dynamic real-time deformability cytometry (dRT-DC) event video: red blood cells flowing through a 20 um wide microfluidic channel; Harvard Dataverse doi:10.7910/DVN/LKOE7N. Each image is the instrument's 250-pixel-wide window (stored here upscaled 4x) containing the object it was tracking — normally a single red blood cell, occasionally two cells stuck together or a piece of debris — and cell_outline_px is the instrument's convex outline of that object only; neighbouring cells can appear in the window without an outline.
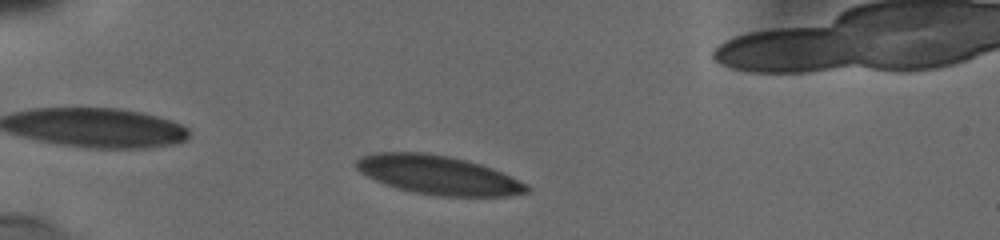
{"species": "human", "species_latin": "Homo sapiens", "temperature_condition": "cold", "stored_images_in_passage": 12, "camera_frame_rate_fps": 3000, "um_per_image_px": 0.085, "donor": {"sex": "male"}, "frame": {"image": 1, "passage_image": 3, "time_ms": 1.0, "image_size_px": [1000, 240], "cell_outline_px": [[528, 192], [508, 196], [440, 196], [412, 192], [396, 188], [384, 184], [360, 172], [356, 168], [356, 160], [360, 156], [372, 152], [424, 152], [448, 156], [468, 160], [492, 168], [528, 184]], "centroid_in_image_um": [37.22, 14.87], "position_along_channel_um": 47.8, "area_um2": 38.67}}
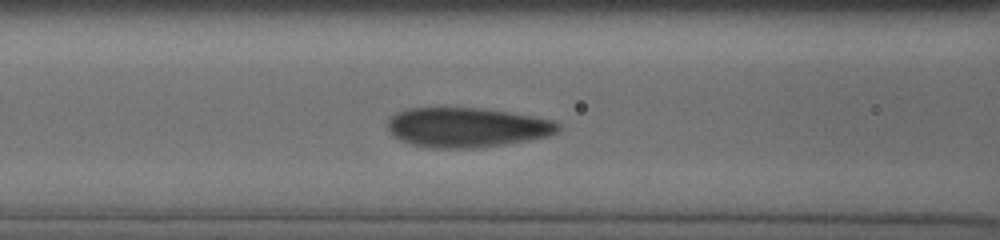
{"frame": {"image": 2, "passage_image": 9, "time_ms": 4.0, "image_size_px": [1000, 240], "cell_outline_px": [[560, 128], [556, 132], [548, 136], [528, 140], [504, 144], [476, 148], [428, 148], [412, 144], [400, 140], [392, 136], [388, 132], [388, 120], [396, 112], [408, 108], [484, 108], [532, 116], [552, 120], [560, 124]], "centroid_in_image_um": [39.65, 10.83], "position_along_channel_um": 127.0, "area_um2": 39.48}}
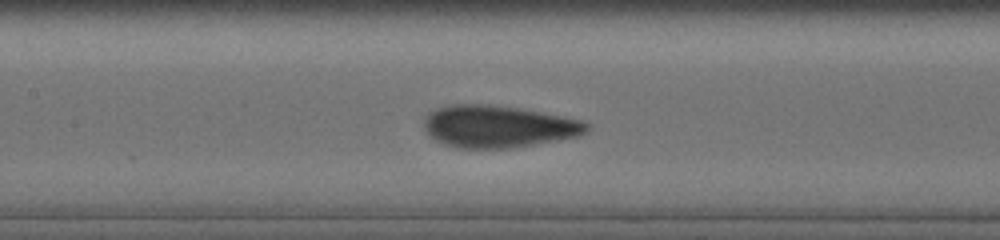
{"frame": {"image": 3, "passage_image": 11, "time_ms": 5.0, "image_size_px": [1000, 240], "cell_outline_px": [[588, 132], [576, 136], [556, 140], [508, 148], [456, 148], [444, 144], [428, 136], [424, 132], [424, 116], [428, 112], [436, 108], [448, 104], [488, 104], [520, 108], [564, 116], [584, 120], [588, 124]], "centroid_in_image_um": [42.29, 10.73], "position_along_channel_um": 165.1, "area_um2": 40.23}}